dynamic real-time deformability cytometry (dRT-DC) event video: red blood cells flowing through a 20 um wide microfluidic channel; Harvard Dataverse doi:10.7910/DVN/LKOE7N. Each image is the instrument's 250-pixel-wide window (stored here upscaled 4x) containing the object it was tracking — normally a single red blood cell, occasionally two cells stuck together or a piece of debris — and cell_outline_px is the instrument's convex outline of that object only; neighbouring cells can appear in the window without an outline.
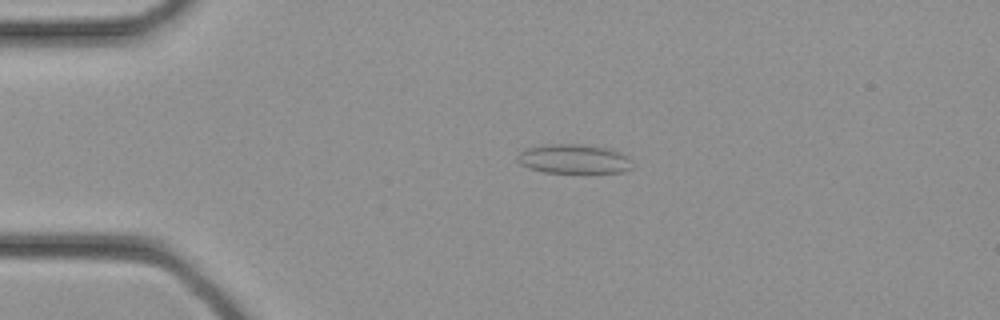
{"species": "common noctule bat (a hibernating species)", "species_latin": "Nyctalus noctula", "temperature_condition": "cold", "stored_images_in_passage": 22, "camera_frame_rate_fps": 3000, "um_per_image_px": 0.085, "animal": {"sex": "female", "body_mass_g": 21.9}, "frame": {"image": 1, "passage_image": 7, "time_ms": 2.0, "image_size_px": [1000, 320], "cell_outline_px": [[632, 168], [624, 172], [544, 172], [528, 168], [520, 164], [516, 160], [516, 156], [520, 152], [528, 148], [544, 144], [580, 144], [604, 148], [620, 152], [628, 156]], "centroid_in_image_um": [48.73, 13.51], "position_along_channel_um": 36.3, "area_um2": 19.48}}
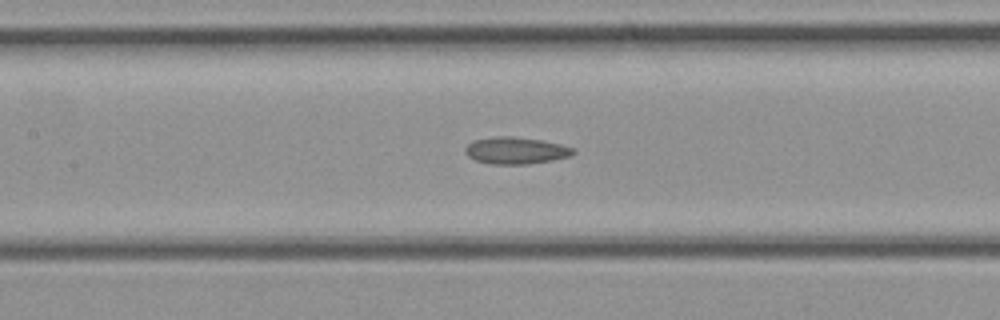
{"frame": {"image": 2, "passage_image": 15, "time_ms": 4.667, "image_size_px": [1000, 320], "cell_outline_px": [[576, 152], [568, 156], [552, 160], [528, 164], [492, 164], [476, 160], [468, 156], [464, 152], [464, 148], [472, 140], [496, 136], [512, 136], [544, 140], [576, 148]], "centroid_in_image_um": [43.84, 12.78], "position_along_channel_um": 163.6, "area_um2": 17.05}}
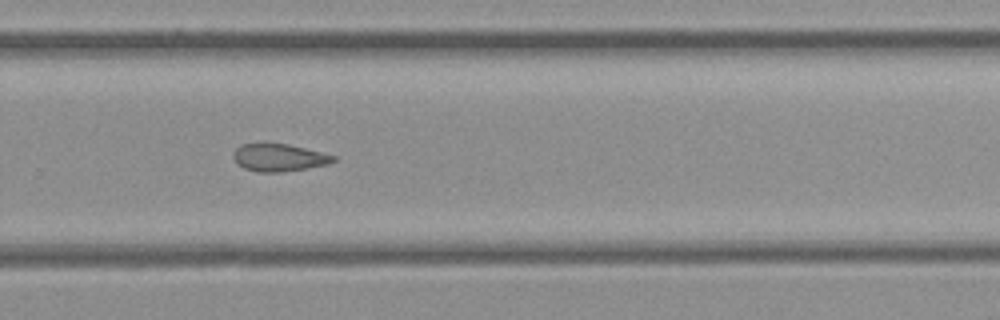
{"frame": {"image": 3, "passage_image": 22, "time_ms": 7.0, "image_size_px": [1000, 320], "cell_outline_px": [[336, 160], [328, 164], [308, 168], [280, 172], [256, 172], [244, 168], [236, 164], [232, 156], [232, 152], [240, 144], [260, 140], [288, 144], [336, 156]], "centroid_in_image_um": [23.61, 13.35], "position_along_channel_um": 306.2, "area_um2": 16.7}}